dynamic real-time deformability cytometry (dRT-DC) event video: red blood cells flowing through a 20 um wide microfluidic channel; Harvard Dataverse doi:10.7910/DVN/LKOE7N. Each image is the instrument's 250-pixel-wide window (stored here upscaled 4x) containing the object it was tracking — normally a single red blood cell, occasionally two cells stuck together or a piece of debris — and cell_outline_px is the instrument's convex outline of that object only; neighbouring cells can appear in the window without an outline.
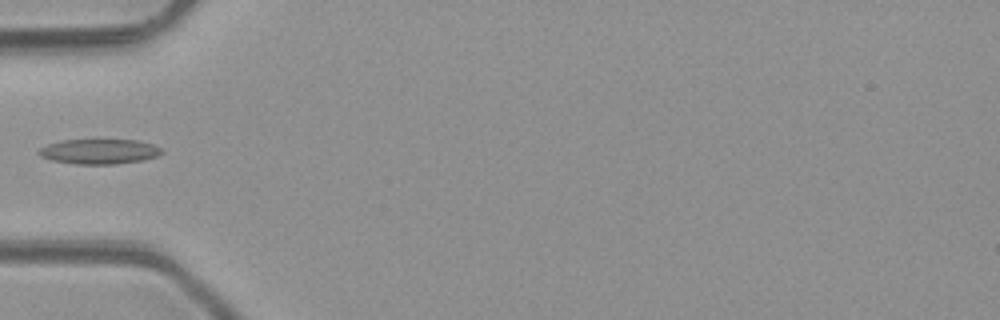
{"species": "common noctule bat (a hibernating species)", "species_latin": "Nyctalus noctula", "temperature_condition": "room temperature", "stored_images_in_passage": 5, "camera_frame_rate_fps": 3000, "um_per_image_px": 0.085, "animal": {"sex": "male", "body_mass_g": 23.1, "forearm_length_mm": 52.7}, "frame": {"image": 1, "passage_image": 5, "time_ms": 5.333, "image_size_px": [1000, 320], "cell_outline_px": [[164, 152], [156, 156], [144, 160], [116, 164], [76, 164], [52, 160], [40, 156], [36, 152], [40, 148], [48, 144], [64, 140], [96, 136], [140, 140], [152, 144], [160, 148]], "centroid_in_image_um": [8.44, 12.81], "position_along_channel_um": 76.6, "area_um2": 18.96}}